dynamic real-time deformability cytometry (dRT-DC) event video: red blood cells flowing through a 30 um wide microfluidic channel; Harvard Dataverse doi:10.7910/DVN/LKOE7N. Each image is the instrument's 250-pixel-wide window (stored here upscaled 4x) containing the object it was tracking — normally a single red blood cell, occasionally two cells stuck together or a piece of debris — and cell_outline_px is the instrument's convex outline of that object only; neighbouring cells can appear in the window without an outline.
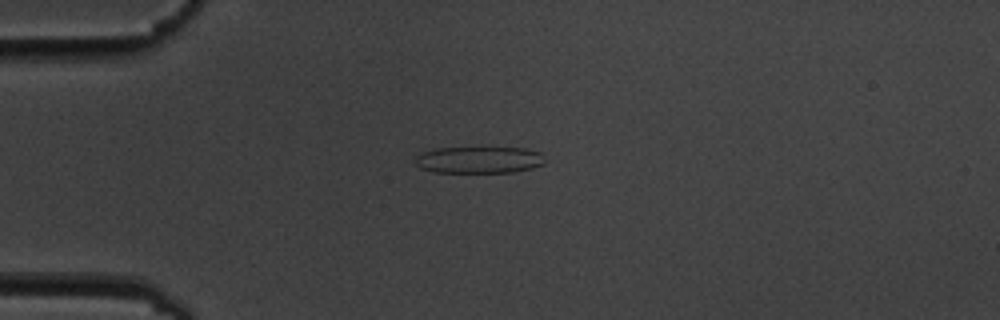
{"species": "common noctule bat (a hibernating species)", "species_latin": "Nyctalus noctula", "temperature_condition": "cold", "stored_images_in_passage": 10, "camera_frame_rate_fps": 3000, "um_per_image_px": 0.085, "animal": {"sex": "male", "body_mass_g": 19.5, "forearm_length_mm": 54.6}, "frame": {"image": 1, "passage_image": 3, "time_ms": 3.333, "image_size_px": [1000, 320], "cell_outline_px": [[544, 164], [532, 168], [512, 172], [436, 172], [420, 168], [416, 164], [416, 156], [432, 148], [528, 148], [540, 152], [544, 160]], "centroid_in_image_um": [40.73, 13.58], "position_along_channel_um": 44.3, "area_um2": 20.11}}
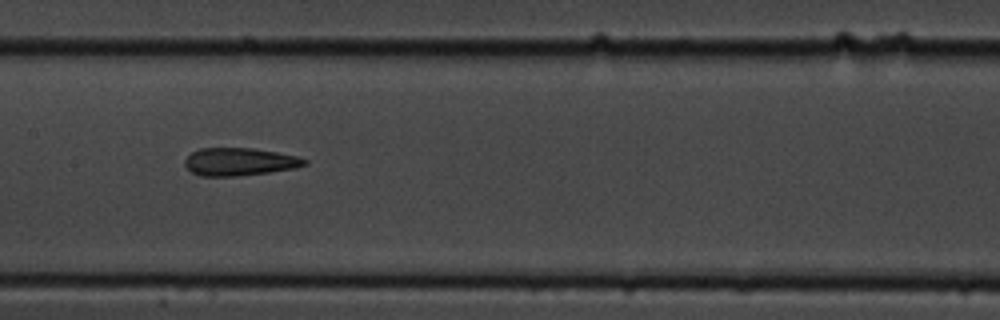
{"frame": {"image": 2, "passage_image": 7, "time_ms": 8.0, "image_size_px": [1000, 320], "cell_outline_px": [[308, 164], [292, 168], [268, 172], [240, 176], [200, 176], [192, 172], [184, 164], [184, 160], [192, 152], [200, 148], [252, 148], [276, 152], [296, 156], [308, 160]], "centroid_in_image_um": [20.33, 13.75], "position_along_channel_um": 187.1, "area_um2": 19.25}}
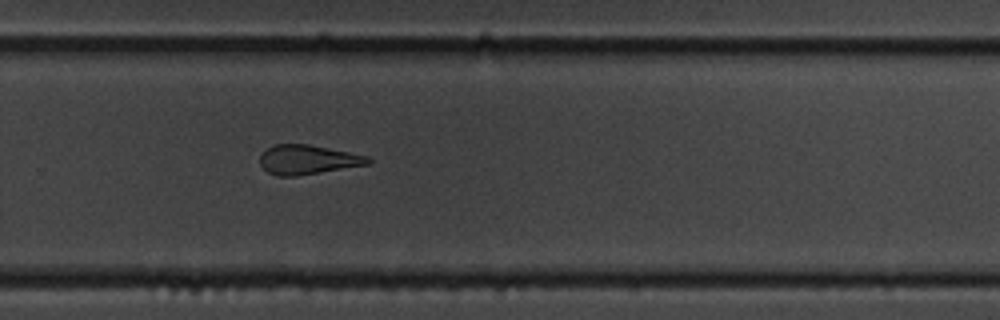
{"frame": {"image": 3, "passage_image": 10, "time_ms": 11.333, "image_size_px": [1000, 320], "cell_outline_px": [[372, 160], [368, 164], [296, 176], [276, 176], [268, 172], [260, 164], [260, 156], [272, 144], [308, 144], [368, 156]], "centroid_in_image_um": [26.13, 13.57], "position_along_channel_um": 303.7, "area_um2": 18.26}}